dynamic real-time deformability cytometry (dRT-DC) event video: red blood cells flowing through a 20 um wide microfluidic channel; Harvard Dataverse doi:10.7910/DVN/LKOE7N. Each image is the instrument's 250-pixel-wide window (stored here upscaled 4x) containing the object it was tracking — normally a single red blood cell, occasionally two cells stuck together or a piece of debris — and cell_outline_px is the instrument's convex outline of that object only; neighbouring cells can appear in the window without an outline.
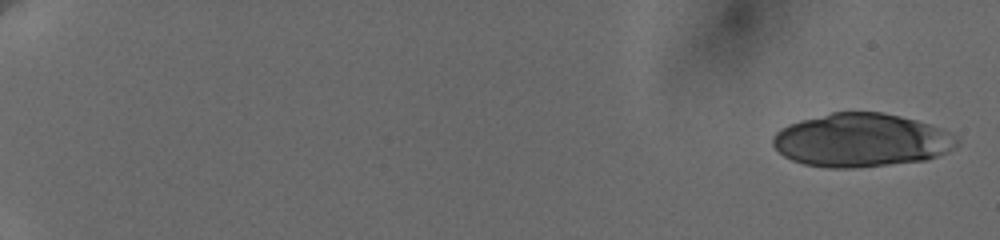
{"species": "human", "species_latin": "Homo sapiens", "temperature_condition": "cold", "stored_images_in_passage": 55, "camera_frame_rate_fps": 3000, "um_per_image_px": 0.085, "donor": {"sex": "female"}, "frame": {"image": 1, "passage_image": 1, "time_ms": 0.0, "image_size_px": [1000, 240], "cell_outline_px": [[960, 144], [956, 148], [936, 156], [924, 160], [852, 168], [828, 168], [804, 164], [792, 160], [784, 156], [772, 144], [772, 136], [780, 128], [788, 124], [800, 120], [832, 112], [880, 112], [900, 116], [916, 120], [928, 124], [948, 132], [960, 140]], "centroid_in_image_um": [73.18, 11.92], "position_along_channel_um": 11.8, "area_um2": 57.16}}
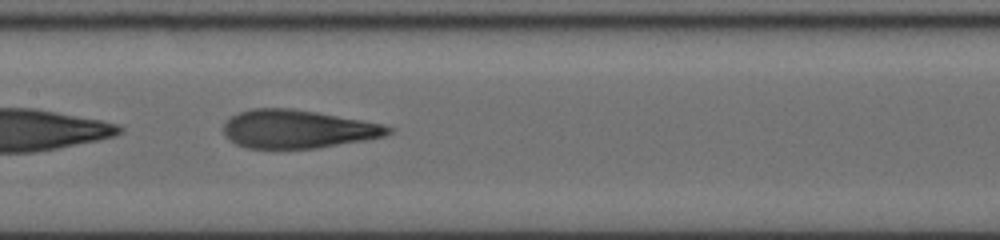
{"frame": {"image": 2, "passage_image": 30, "time_ms": 10.667, "image_size_px": [1000, 240], "cell_outline_px": [[392, 132], [384, 136], [364, 140], [316, 148], [248, 148], [236, 144], [224, 132], [224, 124], [232, 116], [240, 112], [252, 108], [292, 108], [316, 112], [360, 120], [380, 124], [392, 128]], "centroid_in_image_um": [25.29, 10.97], "position_along_channel_um": 182.1, "area_um2": 36.18}}
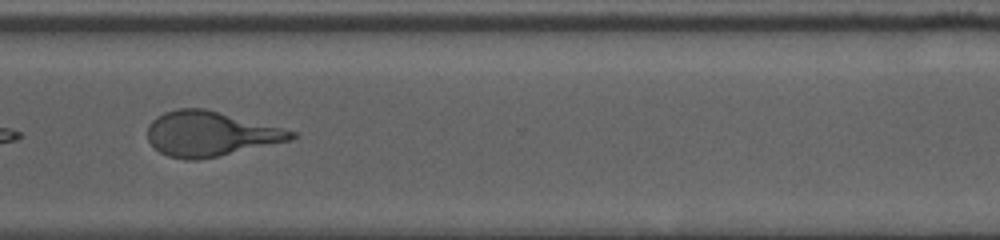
{"frame": {"image": 3, "passage_image": 43, "time_ms": 15.333, "image_size_px": [1000, 240], "cell_outline_px": [[296, 136], [292, 140], [220, 156], [200, 160], [184, 160], [168, 156], [160, 152], [148, 140], [148, 124], [156, 116], [164, 112], [176, 108], [204, 108], [296, 132]], "centroid_in_image_um": [17.83, 11.38], "position_along_channel_um": 352.8, "area_um2": 37.45}, "authors_computed_cell_mechanics": {"area_um2": 39.2462, "velocity_mm_per_s": 3.6806, "shape_relaxation_time_tau1_ms": 4.4519, "shape_relaxation_time_tau2_ms": 1.361, "deformation_change_tau1": 0.2154, "deformation_change_tau2": 0.1007}}